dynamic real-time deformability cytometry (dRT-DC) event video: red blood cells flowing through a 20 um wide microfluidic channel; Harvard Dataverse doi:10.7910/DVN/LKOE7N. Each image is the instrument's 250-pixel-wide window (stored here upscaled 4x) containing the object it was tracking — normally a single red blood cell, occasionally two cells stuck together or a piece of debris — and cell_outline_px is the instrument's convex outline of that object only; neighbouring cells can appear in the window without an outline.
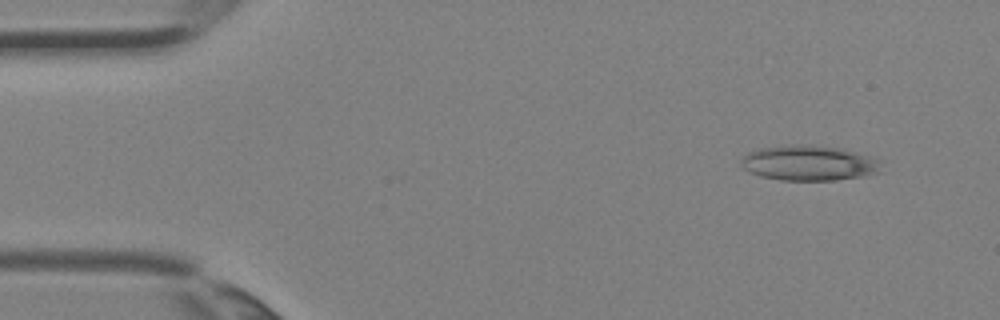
{"species": "Egyptian fruit bat (a non-hibernating species)", "species_latin": "Rousettus aegyptiacus", "temperature_condition": "room temperature", "stored_images_in_passage": 2, "camera_frame_rate_fps": 3000, "um_per_image_px": 0.085, "animal": {"sex": "female"}, "frame": {"image": 1, "passage_image": 1, "time_ms": 0.0, "image_size_px": [1000, 320], "cell_outline_px": [[880, 172], [860, 176], [836, 180], [780, 180], [760, 176], [744, 168], [740, 164], [740, 160], [748, 152], [756, 148], [784, 144], [808, 144], [840, 148], [868, 156], [880, 160]], "centroid_in_image_um": [68.7, 13.84], "position_along_channel_um": 16.3, "area_um2": 28.84}}